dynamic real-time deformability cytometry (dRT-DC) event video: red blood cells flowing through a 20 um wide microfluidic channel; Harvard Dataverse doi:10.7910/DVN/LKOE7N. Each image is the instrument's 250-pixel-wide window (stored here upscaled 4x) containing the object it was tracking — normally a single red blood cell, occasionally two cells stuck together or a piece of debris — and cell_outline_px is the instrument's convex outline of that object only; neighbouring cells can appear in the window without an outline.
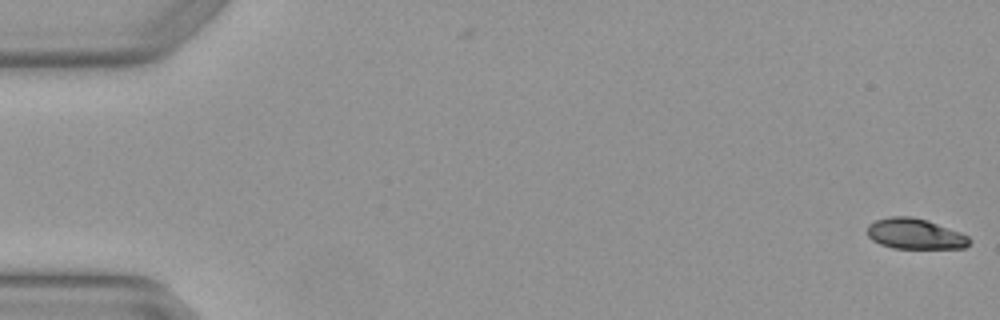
{"species": "Egyptian fruit bat (a non-hibernating species)", "species_latin": "Rousettus aegyptiacus", "temperature_condition": "warm", "stored_images_in_passage": 5, "camera_frame_rate_fps": 3000, "um_per_image_px": 0.085, "animal": {"sex": "female"}, "frame": {"image": 1, "passage_image": 1, "time_ms": 0.0, "image_size_px": [1000, 320], "cell_outline_px": [[972, 240], [964, 248], [892, 248], [880, 244], [872, 240], [868, 236], [868, 224], [876, 220], [892, 216], [912, 216], [928, 220], [960, 232], [968, 236]], "centroid_in_image_um": [77.78, 19.87], "position_along_channel_um": 7.2, "area_um2": 18.21}}
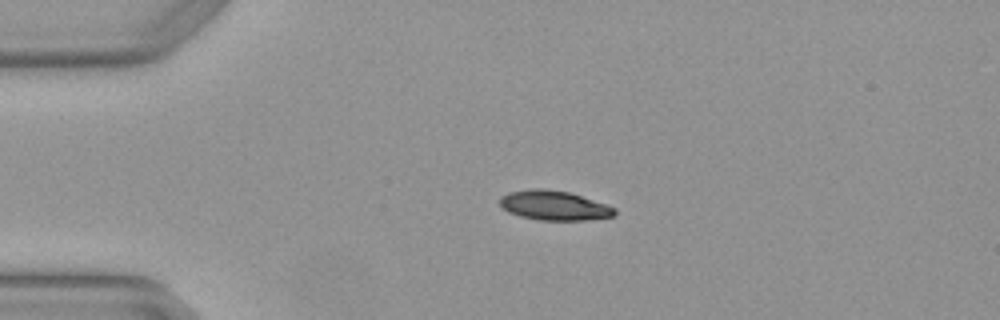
{"frame": {"image": 2, "passage_image": 4, "time_ms": 1.0, "image_size_px": [1000, 320], "cell_outline_px": [[616, 216], [584, 220], [540, 220], [520, 216], [508, 212], [500, 204], [500, 196], [508, 192], [532, 188], [544, 188], [568, 192], [616, 208]], "centroid_in_image_um": [47.07, 17.46], "position_along_channel_um": 37.9, "area_um2": 19.65}}